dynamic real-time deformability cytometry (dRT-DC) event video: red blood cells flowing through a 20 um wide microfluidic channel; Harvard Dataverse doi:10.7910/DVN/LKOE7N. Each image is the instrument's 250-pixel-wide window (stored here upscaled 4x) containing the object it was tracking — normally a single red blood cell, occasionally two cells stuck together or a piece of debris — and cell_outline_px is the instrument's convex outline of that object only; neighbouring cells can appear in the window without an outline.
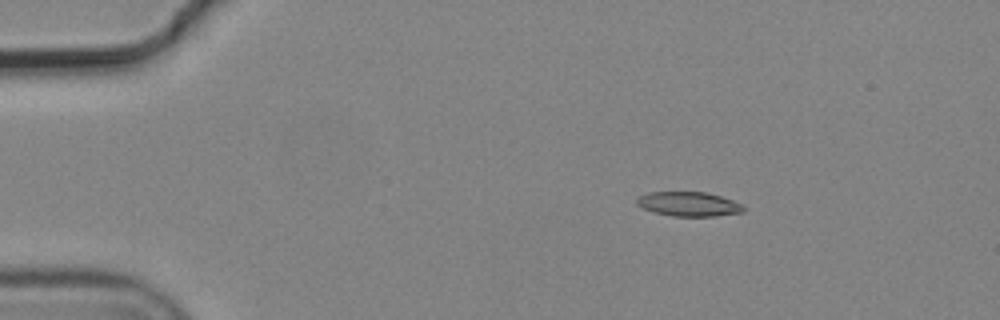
{"species": "common noctule bat (a hibernating species)", "species_latin": "Nyctalus noctula", "temperature_condition": "cold", "stored_images_in_passage": 5, "camera_frame_rate_fps": 3000, "um_per_image_px": 0.085, "animal": {"sex": "male", "body_mass_g": 19.2, "forearm_length_mm": 51.8}, "frame": {"image": 1, "passage_image": 3, "time_ms": 0.667, "image_size_px": [1000, 320], "cell_outline_px": [[744, 212], [716, 216], [672, 216], [652, 212], [636, 204], [636, 200], [640, 196], [648, 192], [704, 192], [720, 196], [744, 204]], "centroid_in_image_um": [58.55, 17.35], "position_along_channel_um": 26.4, "area_um2": 15.2}}